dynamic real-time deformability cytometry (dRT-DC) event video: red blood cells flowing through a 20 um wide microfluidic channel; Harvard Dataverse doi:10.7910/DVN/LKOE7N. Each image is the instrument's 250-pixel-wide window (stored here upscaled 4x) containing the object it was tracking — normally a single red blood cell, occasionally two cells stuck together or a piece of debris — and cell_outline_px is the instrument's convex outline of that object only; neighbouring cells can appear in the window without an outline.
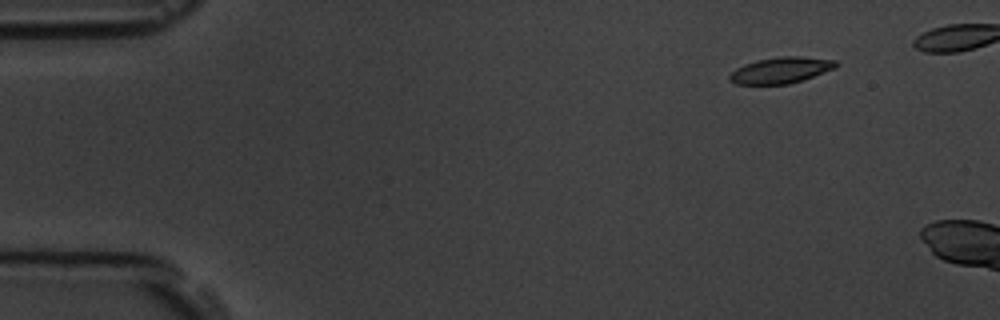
{"species": "common noctule bat (a hibernating species)", "species_latin": "Nyctalus noctula", "temperature_condition": "room temperature", "stored_images_in_passage": 4, "camera_frame_rate_fps": 3000, "um_per_image_px": 0.085, "animal": {"sex": "male", "body_mass_g": 19.5, "forearm_length_mm": 54.6}, "frame": {"image": 1, "passage_image": 2, "time_ms": 1.333, "image_size_px": [1000, 320], "cell_outline_px": [[840, 64], [836, 68], [788, 84], [736, 84], [728, 80], [728, 76], [736, 68], [744, 64], [756, 60], [780, 56], [800, 56], [836, 60]], "centroid_in_image_um": [66.36, 5.96], "position_along_channel_um": 18.6, "area_um2": 16.18}}